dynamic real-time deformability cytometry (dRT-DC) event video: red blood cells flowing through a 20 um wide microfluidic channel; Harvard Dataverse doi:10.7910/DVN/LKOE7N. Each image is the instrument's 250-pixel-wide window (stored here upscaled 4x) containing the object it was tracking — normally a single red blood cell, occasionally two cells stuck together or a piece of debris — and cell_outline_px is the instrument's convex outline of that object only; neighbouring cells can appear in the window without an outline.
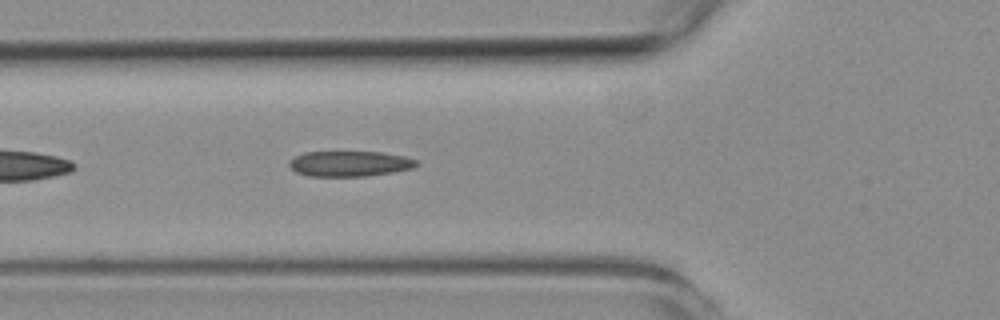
{"species": "common noctule bat (a hibernating species)", "species_latin": "Nyctalus noctula", "temperature_condition": "room temperature", "stored_images_in_passage": 39, "camera_frame_rate_fps": 3000, "um_per_image_px": 0.085, "animal": {"sex": "female", "body_mass_g": 19.3, "forearm_length_mm": 54.1}, "frame": {"image": 1, "passage_image": 6, "time_ms": 1.667, "image_size_px": [1000, 320], "cell_outline_px": [[420, 164], [412, 168], [392, 172], [364, 176], [308, 176], [296, 172], [288, 164], [288, 160], [304, 152], [380, 152], [404, 156], [416, 160]], "centroid_in_image_um": [29.7, 13.91], "position_along_channel_um": 96.1, "area_um2": 18.79}}
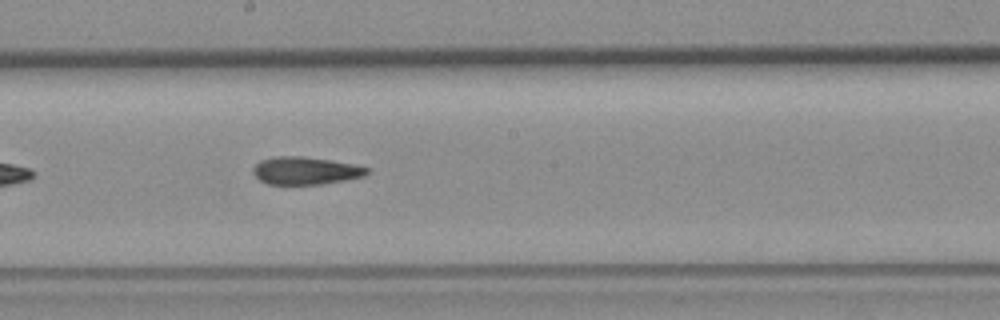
{"frame": {"image": 2, "passage_image": 16, "time_ms": 5.0, "image_size_px": [1000, 320], "cell_outline_px": [[368, 172], [364, 176], [344, 180], [320, 184], [268, 184], [260, 180], [252, 172], [252, 168], [260, 160], [272, 156], [304, 156], [356, 164], [368, 168]], "centroid_in_image_um": [25.94, 14.49], "position_along_channel_um": 222.3, "area_um2": 18.38}}
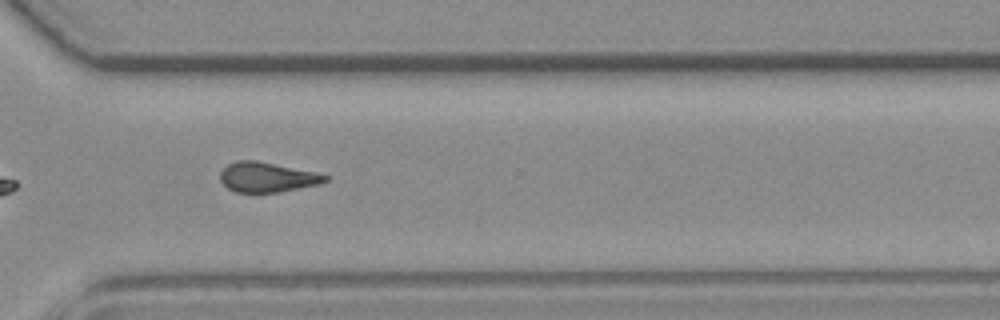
{"frame": {"image": 3, "passage_image": 26, "time_ms": 8.333, "image_size_px": [1000, 320], "cell_outline_px": [[328, 180], [320, 184], [276, 192], [236, 192], [228, 188], [220, 180], [220, 172], [228, 164], [236, 160], [256, 160], [316, 172], [328, 176]], "centroid_in_image_um": [22.69, 15.05], "position_along_channel_um": 347.9, "area_um2": 18.15}, "authors_computed_cell_mechanics": {"area_um2": 18.6116, "velocity_mm_per_s": 3.7778, "shape_relaxation_time_tau1_ms": null, "shape_relaxation_time_tau2_ms": 8.8216, "deformation_change_tau1": null, "deformation_change_tau2": 0.1759}}